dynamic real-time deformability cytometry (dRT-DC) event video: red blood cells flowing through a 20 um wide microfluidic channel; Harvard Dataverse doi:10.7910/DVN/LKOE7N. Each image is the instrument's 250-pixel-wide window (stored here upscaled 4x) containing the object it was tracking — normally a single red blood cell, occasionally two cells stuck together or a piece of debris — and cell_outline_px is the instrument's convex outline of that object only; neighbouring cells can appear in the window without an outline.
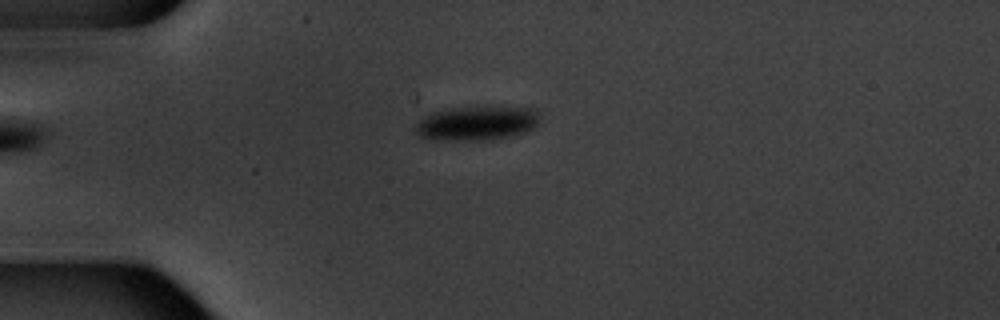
{"species": "common noctule bat (a hibernating species)", "species_latin": "Nyctalus noctula", "temperature_condition": "warm", "stored_images_in_passage": 3, "camera_frame_rate_fps": 3000, "um_per_image_px": 0.085, "animal": {"sex": "male", "body_mass_g": 20.1, "forearm_length_mm": 53.5}, "frame": {"image": 1, "passage_image": 3, "time_ms": 2.333, "image_size_px": [1000, 320], "cell_outline_px": [[540, 120], [532, 128], [524, 132], [508, 136], [488, 140], [428, 140], [420, 136], [416, 132], [416, 124], [424, 116], [432, 112], [452, 108], [488, 104], [536, 108], [540, 116]], "centroid_in_image_um": [40.56, 10.43], "position_along_channel_um": 44.4, "area_um2": 25.66}}